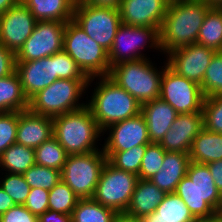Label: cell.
<instances>
[{
  "instance_id": "6da1fadb",
  "label": "cell",
  "mask_w": 222,
  "mask_h": 222,
  "mask_svg": "<svg viewBox=\"0 0 222 222\" xmlns=\"http://www.w3.org/2000/svg\"><path fill=\"white\" fill-rule=\"evenodd\" d=\"M203 0H175L169 3L159 34L163 54L196 43L207 11Z\"/></svg>"
},
{
  "instance_id": "7a4b0ae2",
  "label": "cell",
  "mask_w": 222,
  "mask_h": 222,
  "mask_svg": "<svg viewBox=\"0 0 222 222\" xmlns=\"http://www.w3.org/2000/svg\"><path fill=\"white\" fill-rule=\"evenodd\" d=\"M196 219H210L222 214V194L216 188L207 164L190 161L187 174L174 192Z\"/></svg>"
},
{
  "instance_id": "3957f363",
  "label": "cell",
  "mask_w": 222,
  "mask_h": 222,
  "mask_svg": "<svg viewBox=\"0 0 222 222\" xmlns=\"http://www.w3.org/2000/svg\"><path fill=\"white\" fill-rule=\"evenodd\" d=\"M92 97L86 106L90 109L102 132L110 125L141 113V104L108 76L99 77Z\"/></svg>"
},
{
  "instance_id": "277c9868",
  "label": "cell",
  "mask_w": 222,
  "mask_h": 222,
  "mask_svg": "<svg viewBox=\"0 0 222 222\" xmlns=\"http://www.w3.org/2000/svg\"><path fill=\"white\" fill-rule=\"evenodd\" d=\"M52 119L53 136L68 155L87 154L102 150L96 148V144L103 133L87 106Z\"/></svg>"
},
{
  "instance_id": "5b68a950",
  "label": "cell",
  "mask_w": 222,
  "mask_h": 222,
  "mask_svg": "<svg viewBox=\"0 0 222 222\" xmlns=\"http://www.w3.org/2000/svg\"><path fill=\"white\" fill-rule=\"evenodd\" d=\"M146 59L120 62L110 68L108 77L130 93L140 104L160 96L162 70Z\"/></svg>"
},
{
  "instance_id": "8992f818",
  "label": "cell",
  "mask_w": 222,
  "mask_h": 222,
  "mask_svg": "<svg viewBox=\"0 0 222 222\" xmlns=\"http://www.w3.org/2000/svg\"><path fill=\"white\" fill-rule=\"evenodd\" d=\"M92 81L93 78L90 80L57 79L29 100L28 109L33 113L51 118L79 110L85 107L86 103H79L78 100L91 86Z\"/></svg>"
},
{
  "instance_id": "52a82bcc",
  "label": "cell",
  "mask_w": 222,
  "mask_h": 222,
  "mask_svg": "<svg viewBox=\"0 0 222 222\" xmlns=\"http://www.w3.org/2000/svg\"><path fill=\"white\" fill-rule=\"evenodd\" d=\"M63 50L89 78L108 76V51L90 38L73 20L66 22Z\"/></svg>"
},
{
  "instance_id": "ba28073f",
  "label": "cell",
  "mask_w": 222,
  "mask_h": 222,
  "mask_svg": "<svg viewBox=\"0 0 222 222\" xmlns=\"http://www.w3.org/2000/svg\"><path fill=\"white\" fill-rule=\"evenodd\" d=\"M107 160L103 149L87 154L68 155L61 170V180L79 199L93 198Z\"/></svg>"
},
{
  "instance_id": "9c48e42d",
  "label": "cell",
  "mask_w": 222,
  "mask_h": 222,
  "mask_svg": "<svg viewBox=\"0 0 222 222\" xmlns=\"http://www.w3.org/2000/svg\"><path fill=\"white\" fill-rule=\"evenodd\" d=\"M73 21L108 52L119 26L122 24L119 8L76 2Z\"/></svg>"
},
{
  "instance_id": "30bf717a",
  "label": "cell",
  "mask_w": 222,
  "mask_h": 222,
  "mask_svg": "<svg viewBox=\"0 0 222 222\" xmlns=\"http://www.w3.org/2000/svg\"><path fill=\"white\" fill-rule=\"evenodd\" d=\"M138 180V175L118 169L107 160L93 199L116 213L125 212L130 205Z\"/></svg>"
},
{
  "instance_id": "8fae6325",
  "label": "cell",
  "mask_w": 222,
  "mask_h": 222,
  "mask_svg": "<svg viewBox=\"0 0 222 222\" xmlns=\"http://www.w3.org/2000/svg\"><path fill=\"white\" fill-rule=\"evenodd\" d=\"M147 47L162 52L160 34L157 28L129 26L122 23L108 52L110 66L112 67L125 61L146 59L141 51Z\"/></svg>"
},
{
  "instance_id": "7c38bea8",
  "label": "cell",
  "mask_w": 222,
  "mask_h": 222,
  "mask_svg": "<svg viewBox=\"0 0 222 222\" xmlns=\"http://www.w3.org/2000/svg\"><path fill=\"white\" fill-rule=\"evenodd\" d=\"M159 98L170 104L178 114L203 112L205 96L201 86L177 74L165 62Z\"/></svg>"
},
{
  "instance_id": "4fadbf2b",
  "label": "cell",
  "mask_w": 222,
  "mask_h": 222,
  "mask_svg": "<svg viewBox=\"0 0 222 222\" xmlns=\"http://www.w3.org/2000/svg\"><path fill=\"white\" fill-rule=\"evenodd\" d=\"M66 22L37 21L31 36L15 54L16 61H31L63 51Z\"/></svg>"
},
{
  "instance_id": "5bb4252c",
  "label": "cell",
  "mask_w": 222,
  "mask_h": 222,
  "mask_svg": "<svg viewBox=\"0 0 222 222\" xmlns=\"http://www.w3.org/2000/svg\"><path fill=\"white\" fill-rule=\"evenodd\" d=\"M216 51L193 43L168 52L167 65L177 74L199 85Z\"/></svg>"
},
{
  "instance_id": "9a60e30c",
  "label": "cell",
  "mask_w": 222,
  "mask_h": 222,
  "mask_svg": "<svg viewBox=\"0 0 222 222\" xmlns=\"http://www.w3.org/2000/svg\"><path fill=\"white\" fill-rule=\"evenodd\" d=\"M37 20L20 1L0 15V44L17 53L31 36Z\"/></svg>"
},
{
  "instance_id": "2e32d148",
  "label": "cell",
  "mask_w": 222,
  "mask_h": 222,
  "mask_svg": "<svg viewBox=\"0 0 222 222\" xmlns=\"http://www.w3.org/2000/svg\"><path fill=\"white\" fill-rule=\"evenodd\" d=\"M107 130L110 133L102 145L104 152H119L151 143L148 137L147 124L141 113L110 125L102 135Z\"/></svg>"
},
{
  "instance_id": "e0dca14e",
  "label": "cell",
  "mask_w": 222,
  "mask_h": 222,
  "mask_svg": "<svg viewBox=\"0 0 222 222\" xmlns=\"http://www.w3.org/2000/svg\"><path fill=\"white\" fill-rule=\"evenodd\" d=\"M16 72L22 90L30 100L36 93L57 80V60L55 54L31 61H16Z\"/></svg>"
},
{
  "instance_id": "ac0fdd59",
  "label": "cell",
  "mask_w": 222,
  "mask_h": 222,
  "mask_svg": "<svg viewBox=\"0 0 222 222\" xmlns=\"http://www.w3.org/2000/svg\"><path fill=\"white\" fill-rule=\"evenodd\" d=\"M169 0H121V22L129 26L154 27L160 31Z\"/></svg>"
},
{
  "instance_id": "d6986e66",
  "label": "cell",
  "mask_w": 222,
  "mask_h": 222,
  "mask_svg": "<svg viewBox=\"0 0 222 222\" xmlns=\"http://www.w3.org/2000/svg\"><path fill=\"white\" fill-rule=\"evenodd\" d=\"M203 128V112L178 114L159 144L166 152L189 153L195 137Z\"/></svg>"
},
{
  "instance_id": "ffe728a7",
  "label": "cell",
  "mask_w": 222,
  "mask_h": 222,
  "mask_svg": "<svg viewBox=\"0 0 222 222\" xmlns=\"http://www.w3.org/2000/svg\"><path fill=\"white\" fill-rule=\"evenodd\" d=\"M53 135L51 117L33 113L29 109L19 112L16 143L35 149Z\"/></svg>"
},
{
  "instance_id": "44dd1931",
  "label": "cell",
  "mask_w": 222,
  "mask_h": 222,
  "mask_svg": "<svg viewBox=\"0 0 222 222\" xmlns=\"http://www.w3.org/2000/svg\"><path fill=\"white\" fill-rule=\"evenodd\" d=\"M141 114L145 118L151 143L161 142L178 115L170 104L160 98L141 104Z\"/></svg>"
},
{
  "instance_id": "7402d4cb",
  "label": "cell",
  "mask_w": 222,
  "mask_h": 222,
  "mask_svg": "<svg viewBox=\"0 0 222 222\" xmlns=\"http://www.w3.org/2000/svg\"><path fill=\"white\" fill-rule=\"evenodd\" d=\"M189 153L166 152L160 170L150 179L166 194L174 193L178 183L187 174Z\"/></svg>"
},
{
  "instance_id": "603a6c76",
  "label": "cell",
  "mask_w": 222,
  "mask_h": 222,
  "mask_svg": "<svg viewBox=\"0 0 222 222\" xmlns=\"http://www.w3.org/2000/svg\"><path fill=\"white\" fill-rule=\"evenodd\" d=\"M165 195L166 193L150 180L139 179L132 194L130 205L125 212L138 218L147 216L155 211Z\"/></svg>"
},
{
  "instance_id": "cb8c5ba5",
  "label": "cell",
  "mask_w": 222,
  "mask_h": 222,
  "mask_svg": "<svg viewBox=\"0 0 222 222\" xmlns=\"http://www.w3.org/2000/svg\"><path fill=\"white\" fill-rule=\"evenodd\" d=\"M37 21L73 20L76 0H20Z\"/></svg>"
},
{
  "instance_id": "d4e9b609",
  "label": "cell",
  "mask_w": 222,
  "mask_h": 222,
  "mask_svg": "<svg viewBox=\"0 0 222 222\" xmlns=\"http://www.w3.org/2000/svg\"><path fill=\"white\" fill-rule=\"evenodd\" d=\"M189 157L190 161L200 164L222 160V134L211 132L204 127L195 137Z\"/></svg>"
},
{
  "instance_id": "484cf974",
  "label": "cell",
  "mask_w": 222,
  "mask_h": 222,
  "mask_svg": "<svg viewBox=\"0 0 222 222\" xmlns=\"http://www.w3.org/2000/svg\"><path fill=\"white\" fill-rule=\"evenodd\" d=\"M28 107L29 100L22 90L17 72L0 78V113L25 111Z\"/></svg>"
},
{
  "instance_id": "4316f807",
  "label": "cell",
  "mask_w": 222,
  "mask_h": 222,
  "mask_svg": "<svg viewBox=\"0 0 222 222\" xmlns=\"http://www.w3.org/2000/svg\"><path fill=\"white\" fill-rule=\"evenodd\" d=\"M196 43L222 52V7H211L207 11Z\"/></svg>"
},
{
  "instance_id": "83f0119b",
  "label": "cell",
  "mask_w": 222,
  "mask_h": 222,
  "mask_svg": "<svg viewBox=\"0 0 222 222\" xmlns=\"http://www.w3.org/2000/svg\"><path fill=\"white\" fill-rule=\"evenodd\" d=\"M34 164L35 149L18 143H14L0 155L1 170L8 173L23 175Z\"/></svg>"
},
{
  "instance_id": "f1b7e54d",
  "label": "cell",
  "mask_w": 222,
  "mask_h": 222,
  "mask_svg": "<svg viewBox=\"0 0 222 222\" xmlns=\"http://www.w3.org/2000/svg\"><path fill=\"white\" fill-rule=\"evenodd\" d=\"M116 212L93 198L79 199L72 214V222H113Z\"/></svg>"
},
{
  "instance_id": "f546056e",
  "label": "cell",
  "mask_w": 222,
  "mask_h": 222,
  "mask_svg": "<svg viewBox=\"0 0 222 222\" xmlns=\"http://www.w3.org/2000/svg\"><path fill=\"white\" fill-rule=\"evenodd\" d=\"M155 218L164 222H195L197 220L175 193L165 195L163 201L155 209Z\"/></svg>"
},
{
  "instance_id": "4dcf8cb0",
  "label": "cell",
  "mask_w": 222,
  "mask_h": 222,
  "mask_svg": "<svg viewBox=\"0 0 222 222\" xmlns=\"http://www.w3.org/2000/svg\"><path fill=\"white\" fill-rule=\"evenodd\" d=\"M68 154L53 136L35 148V163L61 171Z\"/></svg>"
},
{
  "instance_id": "1f68e13d",
  "label": "cell",
  "mask_w": 222,
  "mask_h": 222,
  "mask_svg": "<svg viewBox=\"0 0 222 222\" xmlns=\"http://www.w3.org/2000/svg\"><path fill=\"white\" fill-rule=\"evenodd\" d=\"M147 145H140L119 152H104L108 161L118 169L139 174L142 158Z\"/></svg>"
},
{
  "instance_id": "d6a6232c",
  "label": "cell",
  "mask_w": 222,
  "mask_h": 222,
  "mask_svg": "<svg viewBox=\"0 0 222 222\" xmlns=\"http://www.w3.org/2000/svg\"><path fill=\"white\" fill-rule=\"evenodd\" d=\"M79 197L62 180L49 191V210L71 215Z\"/></svg>"
},
{
  "instance_id": "836d02e7",
  "label": "cell",
  "mask_w": 222,
  "mask_h": 222,
  "mask_svg": "<svg viewBox=\"0 0 222 222\" xmlns=\"http://www.w3.org/2000/svg\"><path fill=\"white\" fill-rule=\"evenodd\" d=\"M205 97L222 96V52H216L200 85Z\"/></svg>"
},
{
  "instance_id": "e575fe53",
  "label": "cell",
  "mask_w": 222,
  "mask_h": 222,
  "mask_svg": "<svg viewBox=\"0 0 222 222\" xmlns=\"http://www.w3.org/2000/svg\"><path fill=\"white\" fill-rule=\"evenodd\" d=\"M23 176L31 188H42L49 191L61 181V171L36 163Z\"/></svg>"
},
{
  "instance_id": "d590c367",
  "label": "cell",
  "mask_w": 222,
  "mask_h": 222,
  "mask_svg": "<svg viewBox=\"0 0 222 222\" xmlns=\"http://www.w3.org/2000/svg\"><path fill=\"white\" fill-rule=\"evenodd\" d=\"M166 151L159 143H150L146 146L142 158L139 179L150 180L162 167Z\"/></svg>"
},
{
  "instance_id": "8d00e7d4",
  "label": "cell",
  "mask_w": 222,
  "mask_h": 222,
  "mask_svg": "<svg viewBox=\"0 0 222 222\" xmlns=\"http://www.w3.org/2000/svg\"><path fill=\"white\" fill-rule=\"evenodd\" d=\"M0 181V187L13 199L16 205H24L31 187L22 174L5 173Z\"/></svg>"
},
{
  "instance_id": "74e56055",
  "label": "cell",
  "mask_w": 222,
  "mask_h": 222,
  "mask_svg": "<svg viewBox=\"0 0 222 222\" xmlns=\"http://www.w3.org/2000/svg\"><path fill=\"white\" fill-rule=\"evenodd\" d=\"M204 127L222 134V96L205 97L203 102Z\"/></svg>"
},
{
  "instance_id": "f35d334b",
  "label": "cell",
  "mask_w": 222,
  "mask_h": 222,
  "mask_svg": "<svg viewBox=\"0 0 222 222\" xmlns=\"http://www.w3.org/2000/svg\"><path fill=\"white\" fill-rule=\"evenodd\" d=\"M19 112L0 113V155L16 143Z\"/></svg>"
},
{
  "instance_id": "ab89813d",
  "label": "cell",
  "mask_w": 222,
  "mask_h": 222,
  "mask_svg": "<svg viewBox=\"0 0 222 222\" xmlns=\"http://www.w3.org/2000/svg\"><path fill=\"white\" fill-rule=\"evenodd\" d=\"M55 60H57L58 79L90 80L80 66L64 50L55 53Z\"/></svg>"
},
{
  "instance_id": "60d3db41",
  "label": "cell",
  "mask_w": 222,
  "mask_h": 222,
  "mask_svg": "<svg viewBox=\"0 0 222 222\" xmlns=\"http://www.w3.org/2000/svg\"><path fill=\"white\" fill-rule=\"evenodd\" d=\"M24 206L32 214L39 217L49 209V190L42 188H31Z\"/></svg>"
},
{
  "instance_id": "b9f144b4",
  "label": "cell",
  "mask_w": 222,
  "mask_h": 222,
  "mask_svg": "<svg viewBox=\"0 0 222 222\" xmlns=\"http://www.w3.org/2000/svg\"><path fill=\"white\" fill-rule=\"evenodd\" d=\"M0 222H38V217L24 205H15L0 216Z\"/></svg>"
},
{
  "instance_id": "7bdbcfd3",
  "label": "cell",
  "mask_w": 222,
  "mask_h": 222,
  "mask_svg": "<svg viewBox=\"0 0 222 222\" xmlns=\"http://www.w3.org/2000/svg\"><path fill=\"white\" fill-rule=\"evenodd\" d=\"M16 71V56L0 44V78L9 76Z\"/></svg>"
},
{
  "instance_id": "ee69618b",
  "label": "cell",
  "mask_w": 222,
  "mask_h": 222,
  "mask_svg": "<svg viewBox=\"0 0 222 222\" xmlns=\"http://www.w3.org/2000/svg\"><path fill=\"white\" fill-rule=\"evenodd\" d=\"M38 222H72L71 215L47 210L38 217Z\"/></svg>"
},
{
  "instance_id": "f6af8a7d",
  "label": "cell",
  "mask_w": 222,
  "mask_h": 222,
  "mask_svg": "<svg viewBox=\"0 0 222 222\" xmlns=\"http://www.w3.org/2000/svg\"><path fill=\"white\" fill-rule=\"evenodd\" d=\"M212 178L214 179V183L216 188L222 194V160L213 161L207 164Z\"/></svg>"
},
{
  "instance_id": "bcb514c9",
  "label": "cell",
  "mask_w": 222,
  "mask_h": 222,
  "mask_svg": "<svg viewBox=\"0 0 222 222\" xmlns=\"http://www.w3.org/2000/svg\"><path fill=\"white\" fill-rule=\"evenodd\" d=\"M15 205L13 199L0 187V216Z\"/></svg>"
},
{
  "instance_id": "7dc6e473",
  "label": "cell",
  "mask_w": 222,
  "mask_h": 222,
  "mask_svg": "<svg viewBox=\"0 0 222 222\" xmlns=\"http://www.w3.org/2000/svg\"><path fill=\"white\" fill-rule=\"evenodd\" d=\"M76 2L91 4L96 6L118 7L121 0H76Z\"/></svg>"
},
{
  "instance_id": "c3c4849f",
  "label": "cell",
  "mask_w": 222,
  "mask_h": 222,
  "mask_svg": "<svg viewBox=\"0 0 222 222\" xmlns=\"http://www.w3.org/2000/svg\"><path fill=\"white\" fill-rule=\"evenodd\" d=\"M113 222H142L141 218L127 214L126 212L116 213Z\"/></svg>"
},
{
  "instance_id": "681fc988",
  "label": "cell",
  "mask_w": 222,
  "mask_h": 222,
  "mask_svg": "<svg viewBox=\"0 0 222 222\" xmlns=\"http://www.w3.org/2000/svg\"><path fill=\"white\" fill-rule=\"evenodd\" d=\"M20 0H0V15H3L7 10L18 4Z\"/></svg>"
},
{
  "instance_id": "f907efd6",
  "label": "cell",
  "mask_w": 222,
  "mask_h": 222,
  "mask_svg": "<svg viewBox=\"0 0 222 222\" xmlns=\"http://www.w3.org/2000/svg\"><path fill=\"white\" fill-rule=\"evenodd\" d=\"M142 222H164L159 218H155V211L147 216L141 218Z\"/></svg>"
},
{
  "instance_id": "816d5d0a",
  "label": "cell",
  "mask_w": 222,
  "mask_h": 222,
  "mask_svg": "<svg viewBox=\"0 0 222 222\" xmlns=\"http://www.w3.org/2000/svg\"><path fill=\"white\" fill-rule=\"evenodd\" d=\"M195 222H222V214H218L210 219H197Z\"/></svg>"
},
{
  "instance_id": "f5cc1de1",
  "label": "cell",
  "mask_w": 222,
  "mask_h": 222,
  "mask_svg": "<svg viewBox=\"0 0 222 222\" xmlns=\"http://www.w3.org/2000/svg\"><path fill=\"white\" fill-rule=\"evenodd\" d=\"M211 7H222V0H203Z\"/></svg>"
}]
</instances>
